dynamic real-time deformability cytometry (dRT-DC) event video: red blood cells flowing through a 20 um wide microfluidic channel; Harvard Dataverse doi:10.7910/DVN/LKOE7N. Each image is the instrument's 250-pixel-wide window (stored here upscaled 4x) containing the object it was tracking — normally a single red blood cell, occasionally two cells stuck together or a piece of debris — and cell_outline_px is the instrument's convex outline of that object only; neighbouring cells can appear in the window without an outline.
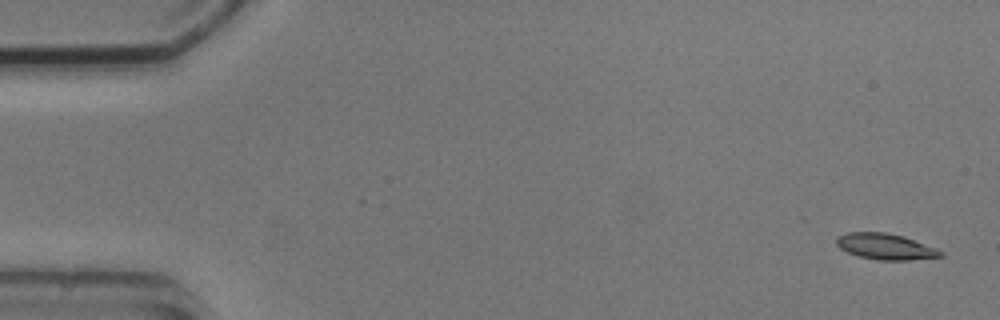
{"species": "common noctule bat (a hibernating species)", "species_latin": "Nyctalus noctula", "temperature_condition": "cold", "stored_images_in_passage": 7, "camera_frame_rate_fps": 3000, "um_per_image_px": 0.085, "animal": {"sex": "male", "body_mass_g": 20.5, "forearm_length_mm": 52.5}, "frame": {"image": 1, "passage_image": 1, "time_ms": 0.0, "image_size_px": [1000, 320], "cell_outline_px": [[944, 256], [908, 260], [876, 260], [860, 256], [848, 252], [840, 248], [836, 244], [836, 236], [848, 232], [884, 232], [904, 236], [936, 248], [944, 252]], "centroid_in_image_um": [75.26, 20.95], "position_along_channel_um": 9.7, "area_um2": 15.78}}